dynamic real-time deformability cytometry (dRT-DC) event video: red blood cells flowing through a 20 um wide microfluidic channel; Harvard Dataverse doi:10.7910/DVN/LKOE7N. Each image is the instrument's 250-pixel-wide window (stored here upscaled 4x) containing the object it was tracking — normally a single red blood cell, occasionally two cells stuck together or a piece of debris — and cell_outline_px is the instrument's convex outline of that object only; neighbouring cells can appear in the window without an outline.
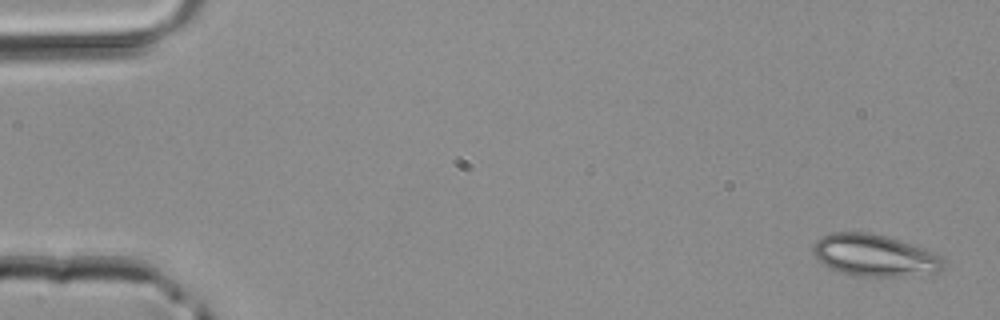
{"species": "common noctule bat (a hibernating species)", "species_latin": "Nyctalus noctula", "temperature_condition": "room temperature", "stored_images_in_passage": 4, "camera_frame_rate_fps": 3000, "um_per_image_px": 0.085, "animal": {"sex": "male", "body_mass_g": 20.4}, "frame": {"image": 1, "passage_image": 1, "time_ms": 0.0, "image_size_px": [1000, 320], "cell_outline_px": [[944, 268], [940, 272], [900, 276], [864, 276], [840, 272], [824, 264], [812, 252], [812, 248], [816, 240], [832, 232], [868, 232], [884, 236], [944, 256]], "centroid_in_image_um": [74.35, 21.71], "position_along_channel_um": 10.7, "area_um2": 31.27}}